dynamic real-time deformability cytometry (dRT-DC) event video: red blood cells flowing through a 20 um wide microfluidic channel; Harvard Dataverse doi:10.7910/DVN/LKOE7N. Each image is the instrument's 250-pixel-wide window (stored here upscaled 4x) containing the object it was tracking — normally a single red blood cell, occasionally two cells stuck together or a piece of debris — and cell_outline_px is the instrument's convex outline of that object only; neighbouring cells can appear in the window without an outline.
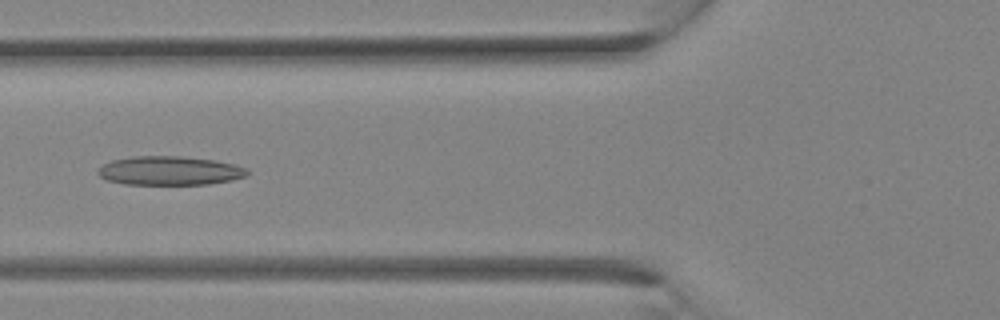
{"species": "Egyptian fruit bat (a non-hibernating species)", "species_latin": "Rousettus aegyptiacus", "temperature_condition": "room temperature", "stored_images_in_passage": 18, "camera_frame_rate_fps": 3000, "um_per_image_px": 0.085, "animal": {"sex": "female"}, "frame": {"image": 1, "passage_image": 9, "time_ms": 2.667, "image_size_px": [1000, 320], "cell_outline_px": [[248, 176], [232, 180], [208, 184], [124, 184], [108, 180], [100, 176], [96, 172], [104, 164], [112, 160], [132, 156], [180, 156], [216, 160], [236, 164], [248, 168]], "centroid_in_image_um": [14.47, 14.5], "position_along_channel_um": 111.3, "area_um2": 25.26}}
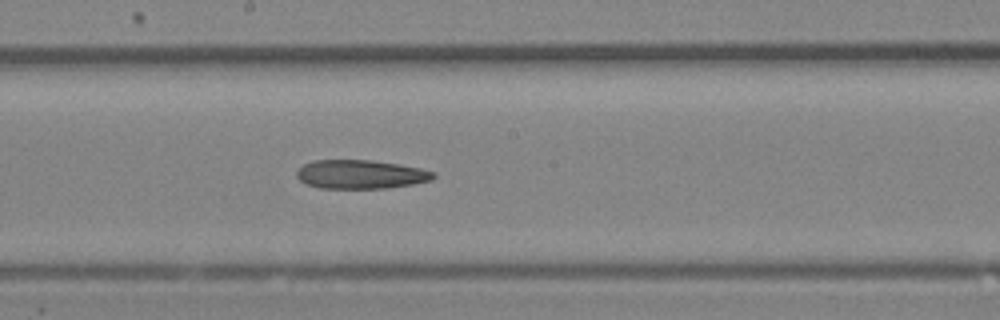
{"frame": {"image": 2, "passage_image": 14, "time_ms": 4.333, "image_size_px": [1000, 320], "cell_outline_px": [[436, 176], [432, 180], [412, 184], [384, 188], [320, 188], [308, 184], [300, 180], [296, 176], [296, 172], [304, 164], [312, 160], [372, 160], [400, 164], [420, 168], [436, 172]], "centroid_in_image_um": [30.68, 14.81], "position_along_channel_um": 217.5, "area_um2": 22.95}}
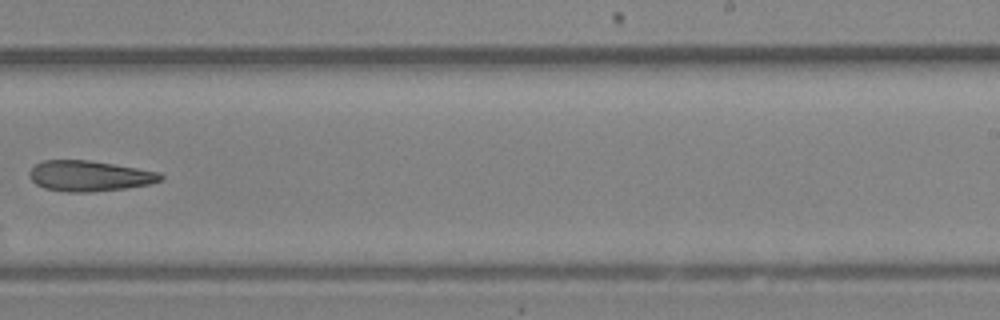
{"frame": {"image": 3, "passage_image": 17, "time_ms": 5.333, "image_size_px": [1000, 320], "cell_outline_px": [[164, 180], [152, 184], [128, 188], [88, 192], [64, 192], [44, 188], [36, 184], [28, 176], [28, 172], [36, 164], [44, 160], [88, 160], [160, 172], [164, 176]], "centroid_in_image_um": [7.62, 14.96], "position_along_channel_um": 281.4, "area_um2": 23.52}}